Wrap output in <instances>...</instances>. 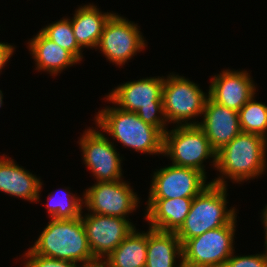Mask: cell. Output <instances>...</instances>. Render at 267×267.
Returning a JSON list of instances; mask_svg holds the SVG:
<instances>
[{"instance_id":"obj_1","label":"cell","mask_w":267,"mask_h":267,"mask_svg":"<svg viewBox=\"0 0 267 267\" xmlns=\"http://www.w3.org/2000/svg\"><path fill=\"white\" fill-rule=\"evenodd\" d=\"M267 139L254 133L238 134L231 142L216 152V170L220 172L213 181L227 186L226 179L241 183L264 174L267 168ZM226 178V179H225Z\"/></svg>"},{"instance_id":"obj_2","label":"cell","mask_w":267,"mask_h":267,"mask_svg":"<svg viewBox=\"0 0 267 267\" xmlns=\"http://www.w3.org/2000/svg\"><path fill=\"white\" fill-rule=\"evenodd\" d=\"M30 249L43 256L80 262V266L97 262L89 248L81 217L51 219Z\"/></svg>"},{"instance_id":"obj_3","label":"cell","mask_w":267,"mask_h":267,"mask_svg":"<svg viewBox=\"0 0 267 267\" xmlns=\"http://www.w3.org/2000/svg\"><path fill=\"white\" fill-rule=\"evenodd\" d=\"M95 122L101 131L136 152L163 155L164 134L139 118L136 112L107 106L98 111Z\"/></svg>"},{"instance_id":"obj_4","label":"cell","mask_w":267,"mask_h":267,"mask_svg":"<svg viewBox=\"0 0 267 267\" xmlns=\"http://www.w3.org/2000/svg\"><path fill=\"white\" fill-rule=\"evenodd\" d=\"M163 83V76L128 81L113 88L106 100L122 110L136 112L140 119L164 134L168 122L163 107Z\"/></svg>"},{"instance_id":"obj_5","label":"cell","mask_w":267,"mask_h":267,"mask_svg":"<svg viewBox=\"0 0 267 267\" xmlns=\"http://www.w3.org/2000/svg\"><path fill=\"white\" fill-rule=\"evenodd\" d=\"M227 186L209 183L196 197L181 227L175 232L181 244L186 240L229 224L236 216L235 207L227 208Z\"/></svg>"},{"instance_id":"obj_6","label":"cell","mask_w":267,"mask_h":267,"mask_svg":"<svg viewBox=\"0 0 267 267\" xmlns=\"http://www.w3.org/2000/svg\"><path fill=\"white\" fill-rule=\"evenodd\" d=\"M163 156H167L173 165L197 169L205 176L204 161L212 158L216 168V151L198 125L177 126L164 133ZM210 157V158H209Z\"/></svg>"},{"instance_id":"obj_7","label":"cell","mask_w":267,"mask_h":267,"mask_svg":"<svg viewBox=\"0 0 267 267\" xmlns=\"http://www.w3.org/2000/svg\"><path fill=\"white\" fill-rule=\"evenodd\" d=\"M162 98L167 122L177 123V126H187L199 125L198 121L191 122V120L203 115L208 95L197 83L184 76L170 73L166 78L164 76Z\"/></svg>"},{"instance_id":"obj_8","label":"cell","mask_w":267,"mask_h":267,"mask_svg":"<svg viewBox=\"0 0 267 267\" xmlns=\"http://www.w3.org/2000/svg\"><path fill=\"white\" fill-rule=\"evenodd\" d=\"M236 218L225 226L186 240L182 244V263L190 267H223L235 251Z\"/></svg>"},{"instance_id":"obj_9","label":"cell","mask_w":267,"mask_h":267,"mask_svg":"<svg viewBox=\"0 0 267 267\" xmlns=\"http://www.w3.org/2000/svg\"><path fill=\"white\" fill-rule=\"evenodd\" d=\"M137 23L114 13L106 22L96 50L119 67L147 46Z\"/></svg>"},{"instance_id":"obj_10","label":"cell","mask_w":267,"mask_h":267,"mask_svg":"<svg viewBox=\"0 0 267 267\" xmlns=\"http://www.w3.org/2000/svg\"><path fill=\"white\" fill-rule=\"evenodd\" d=\"M126 181L96 182L83 194L88 212L126 219L138 208L139 197Z\"/></svg>"},{"instance_id":"obj_11","label":"cell","mask_w":267,"mask_h":267,"mask_svg":"<svg viewBox=\"0 0 267 267\" xmlns=\"http://www.w3.org/2000/svg\"><path fill=\"white\" fill-rule=\"evenodd\" d=\"M89 127L79 140L83 163L97 182L122 180V167L115 146L101 131Z\"/></svg>"},{"instance_id":"obj_12","label":"cell","mask_w":267,"mask_h":267,"mask_svg":"<svg viewBox=\"0 0 267 267\" xmlns=\"http://www.w3.org/2000/svg\"><path fill=\"white\" fill-rule=\"evenodd\" d=\"M153 174L148 199L194 198L211 183L197 169L173 164Z\"/></svg>"},{"instance_id":"obj_13","label":"cell","mask_w":267,"mask_h":267,"mask_svg":"<svg viewBox=\"0 0 267 267\" xmlns=\"http://www.w3.org/2000/svg\"><path fill=\"white\" fill-rule=\"evenodd\" d=\"M128 219L96 213L81 214L89 248L97 261H104L135 229Z\"/></svg>"},{"instance_id":"obj_14","label":"cell","mask_w":267,"mask_h":267,"mask_svg":"<svg viewBox=\"0 0 267 267\" xmlns=\"http://www.w3.org/2000/svg\"><path fill=\"white\" fill-rule=\"evenodd\" d=\"M254 80L246 70H223L210 81L208 97L219 105L239 111L256 93Z\"/></svg>"},{"instance_id":"obj_15","label":"cell","mask_w":267,"mask_h":267,"mask_svg":"<svg viewBox=\"0 0 267 267\" xmlns=\"http://www.w3.org/2000/svg\"><path fill=\"white\" fill-rule=\"evenodd\" d=\"M203 121L199 127L204 131L211 147L218 152L240 134L239 113L217 104L209 97L203 110Z\"/></svg>"},{"instance_id":"obj_16","label":"cell","mask_w":267,"mask_h":267,"mask_svg":"<svg viewBox=\"0 0 267 267\" xmlns=\"http://www.w3.org/2000/svg\"><path fill=\"white\" fill-rule=\"evenodd\" d=\"M42 185L40 178L16 164L14 159L5 154L0 156L1 192L35 203L40 201Z\"/></svg>"},{"instance_id":"obj_17","label":"cell","mask_w":267,"mask_h":267,"mask_svg":"<svg viewBox=\"0 0 267 267\" xmlns=\"http://www.w3.org/2000/svg\"><path fill=\"white\" fill-rule=\"evenodd\" d=\"M192 202L193 198L148 199L145 219L152 229L176 232L184 223Z\"/></svg>"},{"instance_id":"obj_18","label":"cell","mask_w":267,"mask_h":267,"mask_svg":"<svg viewBox=\"0 0 267 267\" xmlns=\"http://www.w3.org/2000/svg\"><path fill=\"white\" fill-rule=\"evenodd\" d=\"M28 44L38 71H46L56 76L67 67L79 63L69 51L48 39L41 31Z\"/></svg>"},{"instance_id":"obj_19","label":"cell","mask_w":267,"mask_h":267,"mask_svg":"<svg viewBox=\"0 0 267 267\" xmlns=\"http://www.w3.org/2000/svg\"><path fill=\"white\" fill-rule=\"evenodd\" d=\"M114 14L101 12L93 4L79 6L71 20L75 39L83 48H95L100 40L103 28Z\"/></svg>"},{"instance_id":"obj_20","label":"cell","mask_w":267,"mask_h":267,"mask_svg":"<svg viewBox=\"0 0 267 267\" xmlns=\"http://www.w3.org/2000/svg\"><path fill=\"white\" fill-rule=\"evenodd\" d=\"M176 258L182 259V244L176 233L149 227L145 267H175Z\"/></svg>"},{"instance_id":"obj_21","label":"cell","mask_w":267,"mask_h":267,"mask_svg":"<svg viewBox=\"0 0 267 267\" xmlns=\"http://www.w3.org/2000/svg\"><path fill=\"white\" fill-rule=\"evenodd\" d=\"M147 244L148 231L135 228L103 262L108 267H145Z\"/></svg>"},{"instance_id":"obj_22","label":"cell","mask_w":267,"mask_h":267,"mask_svg":"<svg viewBox=\"0 0 267 267\" xmlns=\"http://www.w3.org/2000/svg\"><path fill=\"white\" fill-rule=\"evenodd\" d=\"M64 191L62 193L63 195L59 192L62 196L57 194L58 192L49 193L46 204L49 217L51 219H73L81 217L83 213L82 206L84 204L83 197H78L70 193L67 189Z\"/></svg>"},{"instance_id":"obj_23","label":"cell","mask_w":267,"mask_h":267,"mask_svg":"<svg viewBox=\"0 0 267 267\" xmlns=\"http://www.w3.org/2000/svg\"><path fill=\"white\" fill-rule=\"evenodd\" d=\"M255 95L238 111L240 128L244 133H254L267 139V105L255 101Z\"/></svg>"},{"instance_id":"obj_24","label":"cell","mask_w":267,"mask_h":267,"mask_svg":"<svg viewBox=\"0 0 267 267\" xmlns=\"http://www.w3.org/2000/svg\"><path fill=\"white\" fill-rule=\"evenodd\" d=\"M48 39L69 51L79 62L82 61V48L78 45L71 20L63 18L46 25L40 30Z\"/></svg>"},{"instance_id":"obj_25","label":"cell","mask_w":267,"mask_h":267,"mask_svg":"<svg viewBox=\"0 0 267 267\" xmlns=\"http://www.w3.org/2000/svg\"><path fill=\"white\" fill-rule=\"evenodd\" d=\"M25 252L23 255L26 259L24 267H80L77 263L71 261L36 254L30 248Z\"/></svg>"},{"instance_id":"obj_26","label":"cell","mask_w":267,"mask_h":267,"mask_svg":"<svg viewBox=\"0 0 267 267\" xmlns=\"http://www.w3.org/2000/svg\"><path fill=\"white\" fill-rule=\"evenodd\" d=\"M223 267H267V249L256 255L235 256L233 252Z\"/></svg>"},{"instance_id":"obj_27","label":"cell","mask_w":267,"mask_h":267,"mask_svg":"<svg viewBox=\"0 0 267 267\" xmlns=\"http://www.w3.org/2000/svg\"><path fill=\"white\" fill-rule=\"evenodd\" d=\"M14 49V46L0 42V72H2L3 67H5V64H7L8 60L13 55Z\"/></svg>"},{"instance_id":"obj_28","label":"cell","mask_w":267,"mask_h":267,"mask_svg":"<svg viewBox=\"0 0 267 267\" xmlns=\"http://www.w3.org/2000/svg\"><path fill=\"white\" fill-rule=\"evenodd\" d=\"M262 217V224L264 225V232H265V249H267V205L265 206V208L262 211V215L260 216Z\"/></svg>"},{"instance_id":"obj_29","label":"cell","mask_w":267,"mask_h":267,"mask_svg":"<svg viewBox=\"0 0 267 267\" xmlns=\"http://www.w3.org/2000/svg\"><path fill=\"white\" fill-rule=\"evenodd\" d=\"M80 267H108L103 261H97L88 265H81Z\"/></svg>"},{"instance_id":"obj_30","label":"cell","mask_w":267,"mask_h":267,"mask_svg":"<svg viewBox=\"0 0 267 267\" xmlns=\"http://www.w3.org/2000/svg\"><path fill=\"white\" fill-rule=\"evenodd\" d=\"M3 93H2V91L0 90V107L2 106V104H3V101H2V99H3Z\"/></svg>"},{"instance_id":"obj_31","label":"cell","mask_w":267,"mask_h":267,"mask_svg":"<svg viewBox=\"0 0 267 267\" xmlns=\"http://www.w3.org/2000/svg\"><path fill=\"white\" fill-rule=\"evenodd\" d=\"M178 267H190V266L184 265V264L182 263V260H180V261H179V265H178Z\"/></svg>"}]
</instances>
